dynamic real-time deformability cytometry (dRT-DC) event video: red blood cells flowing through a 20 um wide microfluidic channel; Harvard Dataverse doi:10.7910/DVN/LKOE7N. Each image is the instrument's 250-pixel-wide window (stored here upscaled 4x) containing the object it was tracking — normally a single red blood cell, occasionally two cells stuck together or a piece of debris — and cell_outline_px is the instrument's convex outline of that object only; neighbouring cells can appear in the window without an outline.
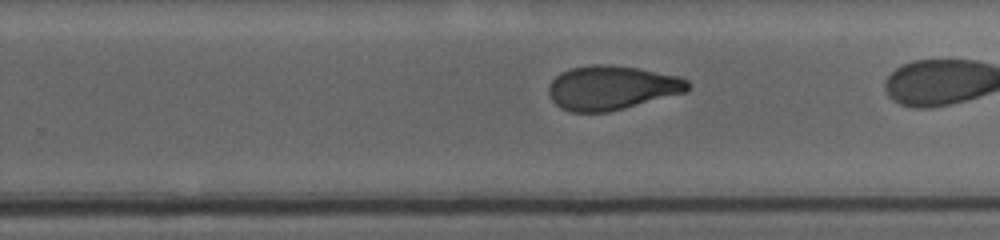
{"species": "human", "species_latin": "Homo sapiens", "temperature_condition": "cold", "stored_images_in_passage": 24, "camera_frame_rate_fps": 3000, "um_per_image_px": 0.085, "donor": {"sex": "female"}, "frame": {"image": 1, "passage_image": 17, "time_ms": 5.667, "image_size_px": [1000, 240], "cell_outline_px": [[692, 84], [688, 92], [608, 112], [572, 112], [560, 108], [552, 100], [548, 92], [548, 88], [552, 80], [560, 72], [572, 68], [588, 64], [608, 64], [636, 68], [676, 76], [688, 80]], "centroid_in_image_um": [52.0, 7.46], "position_along_channel_um": 277.8, "area_um2": 35.89}, "authors_computed_cell_mechanics": {"area_um2": 37.3099, "velocity_mm_per_s": 3.696, "shape_relaxation_time_tau1_ms": 5.4355, "shape_relaxation_time_tau2_ms": 3.1619, "deformation_change_tau1": 0.1673, "deformation_change_tau2": 0.0977}}